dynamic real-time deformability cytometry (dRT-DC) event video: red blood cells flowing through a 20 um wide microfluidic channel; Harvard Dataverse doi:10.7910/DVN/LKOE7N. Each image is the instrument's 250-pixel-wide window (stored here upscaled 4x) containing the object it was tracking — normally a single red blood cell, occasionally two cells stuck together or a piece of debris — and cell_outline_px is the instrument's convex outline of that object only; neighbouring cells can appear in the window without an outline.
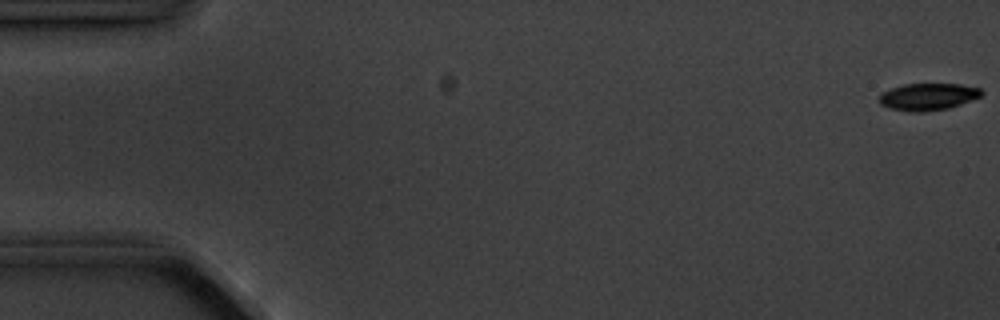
{"species": "common noctule bat (a hibernating species)", "species_latin": "Nyctalus noctula", "temperature_condition": "cold", "stored_images_in_passage": 4, "camera_frame_rate_fps": 3000, "um_per_image_px": 0.085, "animal": {"sex": "male", "body_mass_g": 20.1, "forearm_length_mm": 53.5}, "frame": {"image": 1, "passage_image": 1, "time_ms": 0.0, "image_size_px": [1000, 320], "cell_outline_px": [[984, 92], [980, 96], [960, 104], [948, 108], [924, 112], [908, 112], [888, 108], [880, 104], [880, 96], [884, 92], [892, 88], [904, 84], [960, 84], [980, 88]], "centroid_in_image_um": [78.87, 8.23], "position_along_channel_um": 6.1, "area_um2": 16.01}}